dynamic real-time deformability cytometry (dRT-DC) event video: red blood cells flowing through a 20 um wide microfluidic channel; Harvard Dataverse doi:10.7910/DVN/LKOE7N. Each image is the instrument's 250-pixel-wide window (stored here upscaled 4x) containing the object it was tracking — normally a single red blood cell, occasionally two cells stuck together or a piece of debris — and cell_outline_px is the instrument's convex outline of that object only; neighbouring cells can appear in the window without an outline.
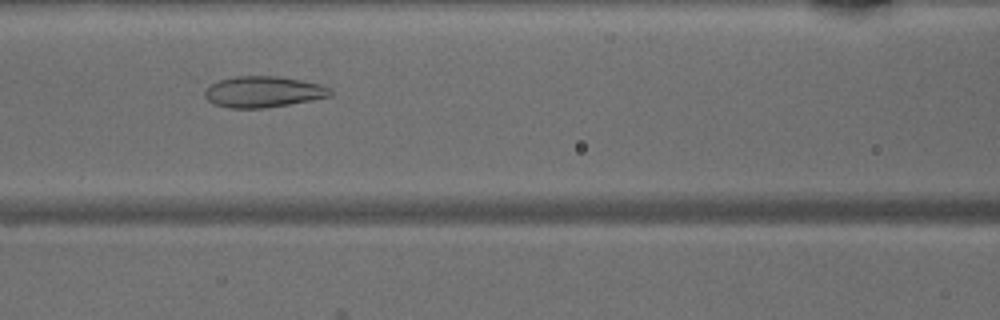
{"species": "common noctule bat (a hibernating species)", "species_latin": "Nyctalus noctula", "temperature_condition": "warm", "stored_images_in_passage": 40, "camera_frame_rate_fps": 3000, "um_per_image_px": 0.085, "animal": {"sex": "male", "body_mass_g": 15.6}, "frame": {"image": 1, "passage_image": 13, "time_ms": 4.0, "image_size_px": [1000, 320], "cell_outline_px": [[332, 96], [288, 104], [264, 108], [228, 108], [216, 104], [208, 100], [204, 96], [204, 92], [212, 84], [220, 80], [236, 76], [276, 76], [300, 80], [320, 84], [332, 88]], "centroid_in_image_um": [22.4, 7.8], "position_along_channel_um": 144.2, "area_um2": 22.54}}
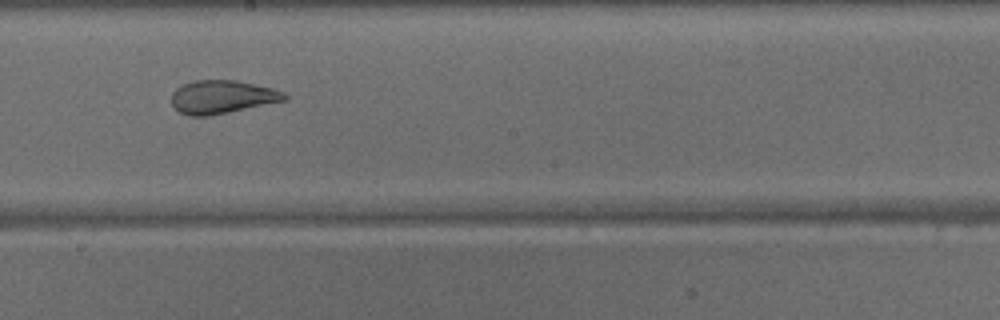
{"frame": {"image": 2, "passage_image": 19, "time_ms": 6.0, "image_size_px": [1000, 320], "cell_outline_px": [[288, 100], [208, 116], [188, 116], [172, 108], [172, 92], [176, 88], [184, 84], [196, 80], [236, 80], [272, 88], [284, 92], [288, 96]], "centroid_in_image_um": [18.87, 8.24], "position_along_channel_um": 229.3, "area_um2": 21.96}}
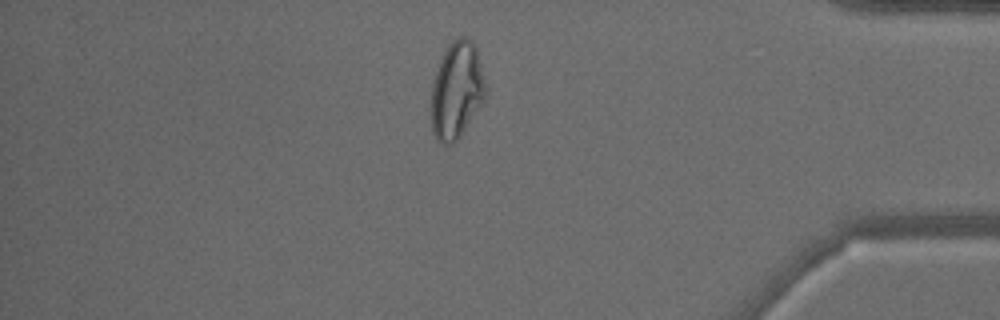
{"frame": {"image": 3, "passage_image": 33, "time_ms": 10.667, "image_size_px": [1000, 320], "cell_outline_px": [[484, 100], [460, 136], [452, 144], [440, 144], [436, 140], [432, 132], [432, 84], [440, 60], [448, 44], [456, 36], [464, 36], [472, 40], [476, 48], [484, 80]], "centroid_in_image_um": [38.79, 7.66], "position_along_channel_um": 396.4, "area_um2": 30.35}}